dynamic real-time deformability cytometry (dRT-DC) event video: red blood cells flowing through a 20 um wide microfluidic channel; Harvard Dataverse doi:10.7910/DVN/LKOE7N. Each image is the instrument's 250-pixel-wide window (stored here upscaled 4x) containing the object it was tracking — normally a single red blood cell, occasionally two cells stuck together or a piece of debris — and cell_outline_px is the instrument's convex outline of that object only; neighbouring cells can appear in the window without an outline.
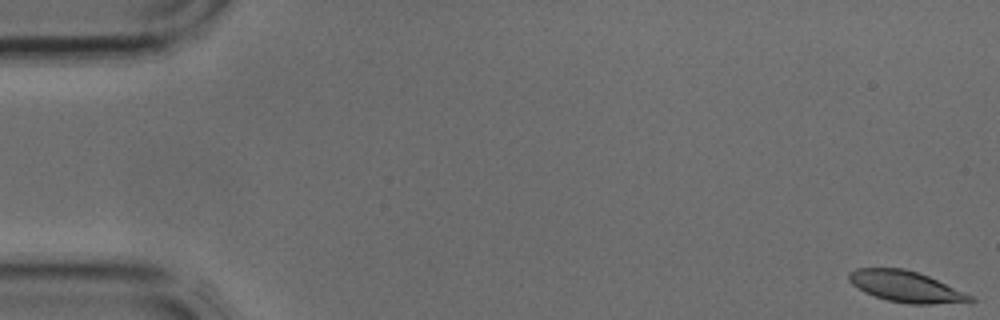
{"species": "common noctule bat (a hibernating species)", "species_latin": "Nyctalus noctula", "temperature_condition": "cold", "stored_images_in_passage": 4, "camera_frame_rate_fps": 3000, "um_per_image_px": 0.085, "animal": {"sex": "male", "body_mass_g": 17.9, "forearm_length_mm": 54.2}, "frame": {"image": 1, "passage_image": 1, "time_ms": 0.0, "image_size_px": [1000, 320], "cell_outline_px": [[976, 300], [972, 304], [908, 304], [888, 300], [864, 292], [852, 284], [848, 280], [848, 272], [856, 268], [904, 268], [928, 276], [964, 292], [972, 296]], "centroid_in_image_um": [77.06, 24.38], "position_along_channel_um": 7.9, "area_um2": 22.2}}
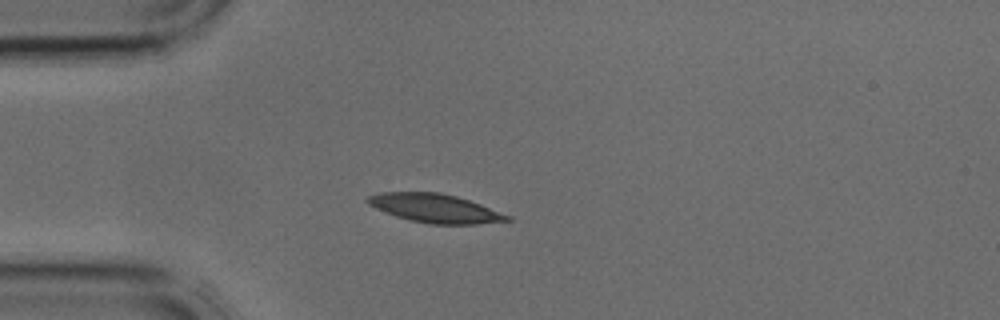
{"frame": {"image": 2, "passage_image": 4, "time_ms": 1.0, "image_size_px": [1000, 320], "cell_outline_px": [[512, 220], [476, 224], [428, 224], [396, 216], [376, 208], [368, 204], [364, 200], [368, 196], [380, 192], [440, 192], [456, 196], [480, 204], [512, 216]], "centroid_in_image_um": [36.98, 17.7], "position_along_channel_um": 48.0, "area_um2": 23.24}}